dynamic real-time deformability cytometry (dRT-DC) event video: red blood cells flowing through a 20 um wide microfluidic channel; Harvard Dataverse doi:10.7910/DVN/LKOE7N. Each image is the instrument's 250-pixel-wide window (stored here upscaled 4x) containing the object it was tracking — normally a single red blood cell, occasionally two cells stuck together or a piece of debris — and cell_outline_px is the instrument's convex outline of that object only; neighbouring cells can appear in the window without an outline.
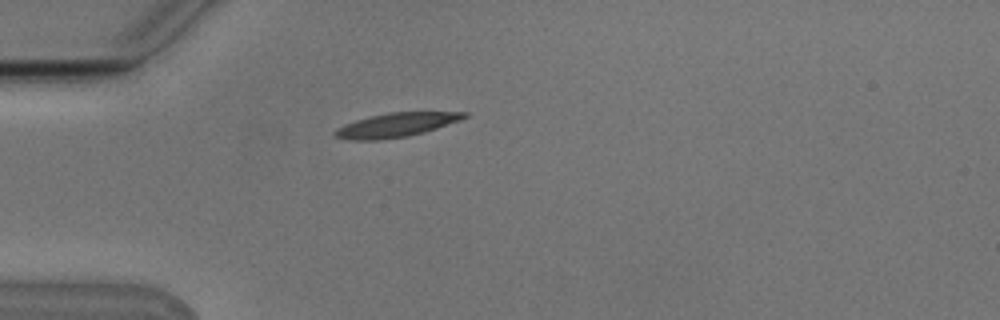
{"species": "Egyptian fruit bat (a non-hibernating species)", "species_latin": "Rousettus aegyptiacus", "temperature_condition": "cold", "stored_images_in_passage": 40, "camera_frame_rate_fps": 3000, "um_per_image_px": 0.085, "animal": {"sex": "male"}, "frame": {"image": 1, "passage_image": 1, "time_ms": 0.0, "image_size_px": [1000, 320], "cell_outline_px": [[468, 116], [460, 120], [424, 132], [408, 136], [380, 140], [348, 140], [332, 136], [332, 132], [336, 128], [344, 124], [368, 116], [388, 112], [468, 112]], "centroid_in_image_um": [33.6, 10.63], "position_along_channel_um": 51.4, "area_um2": 18.26}}
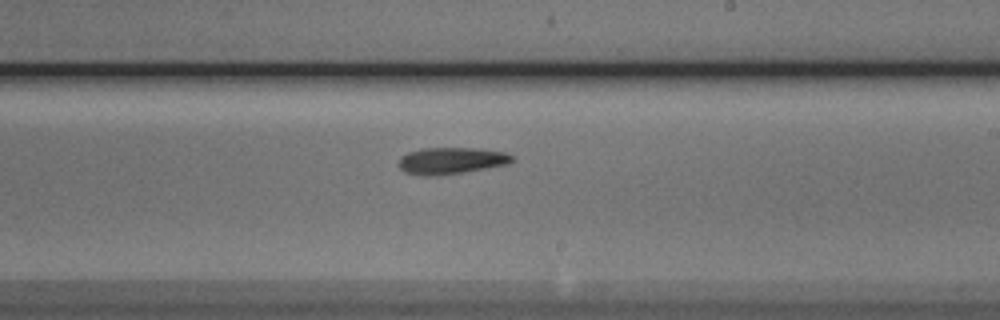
{"frame": {"image": 2, "passage_image": 18, "time_ms": 5.667, "image_size_px": [1000, 320], "cell_outline_px": [[512, 160], [508, 164], [464, 172], [436, 176], [424, 176], [404, 172], [400, 168], [400, 156], [408, 152], [420, 148], [472, 148], [504, 152], [512, 156]], "centroid_in_image_um": [38.3, 13.66], "position_along_channel_um": 250.7, "area_um2": 17.51}}
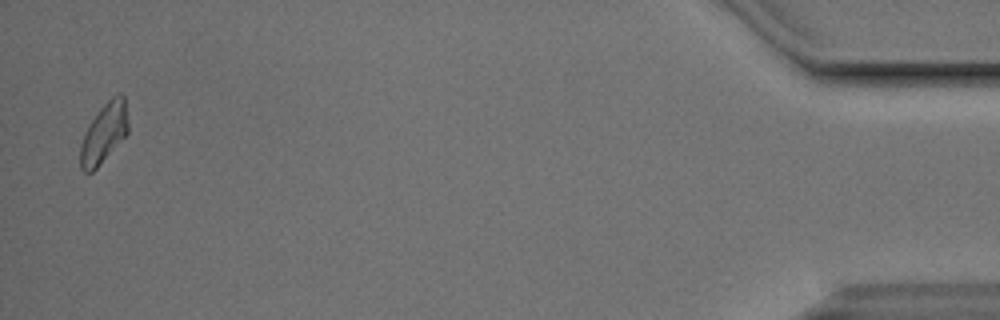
{"frame": {"image": 3, "passage_image": 39, "time_ms": 12.667, "image_size_px": [1000, 320], "cell_outline_px": [[128, 132], [96, 168], [92, 172], [84, 172], [80, 168], [80, 144], [92, 120], [100, 108], [112, 96], [120, 92], [124, 96], [128, 120]], "centroid_in_image_um": [8.84, 11.3], "position_along_channel_um": 426.4, "area_um2": 16.3}, "authors_computed_cell_mechanics": {"area_um2": 17.2244, "velocity_mm_per_s": 3.7607, "shape_relaxation_time_tau1_ms": 9.3254, "shape_relaxation_time_tau2_ms": null, "deformation_change_tau1": 0.1912, "deformation_change_tau2": null}}